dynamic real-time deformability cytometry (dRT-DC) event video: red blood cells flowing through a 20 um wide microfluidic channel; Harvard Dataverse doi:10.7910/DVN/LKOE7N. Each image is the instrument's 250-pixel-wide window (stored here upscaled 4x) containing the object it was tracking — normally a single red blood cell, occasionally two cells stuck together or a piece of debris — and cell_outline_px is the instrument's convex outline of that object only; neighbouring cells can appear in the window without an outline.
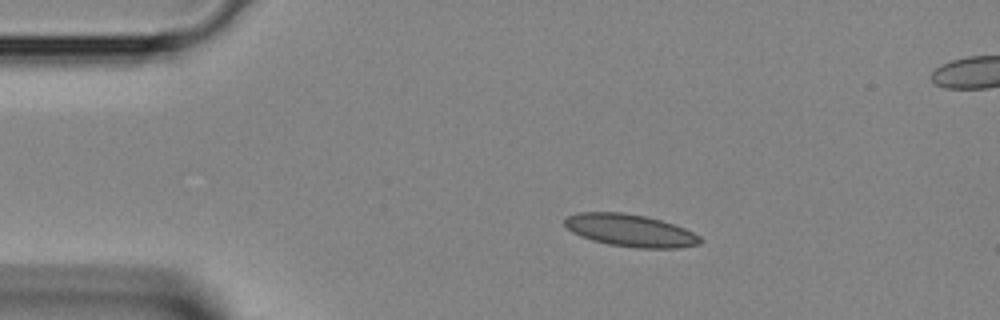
{"species": "Egyptian fruit bat (a non-hibernating species)", "species_latin": "Rousettus aegyptiacus", "temperature_condition": "room temperature", "stored_images_in_passage": 2, "segment_of_instrument_passage": [1, 2], "camera_frame_rate_fps": 3000, "um_per_image_px": 0.085, "animal": {"sex": "female"}, "frame": {"image": 1, "passage_image": 1, "time_ms": 0.0, "image_size_px": [1000, 320], "cell_outline_px": [[704, 240], [700, 244], [680, 248], [636, 248], [608, 244], [592, 240], [580, 236], [572, 232], [564, 224], [564, 220], [568, 216], [580, 212], [624, 212], [648, 216], [684, 228], [700, 236]], "centroid_in_image_um": [53.59, 19.59], "position_along_channel_um": 31.4, "area_um2": 25.66}}